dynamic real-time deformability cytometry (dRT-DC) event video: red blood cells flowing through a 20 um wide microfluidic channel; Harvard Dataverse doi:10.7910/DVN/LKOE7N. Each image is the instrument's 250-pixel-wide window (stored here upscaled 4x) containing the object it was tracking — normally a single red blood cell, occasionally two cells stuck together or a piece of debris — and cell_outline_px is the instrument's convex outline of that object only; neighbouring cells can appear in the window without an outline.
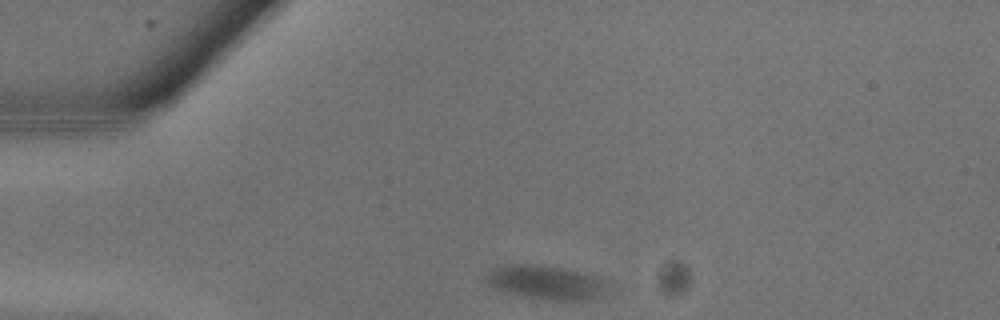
{"species": "common noctule bat (a hibernating species)", "species_latin": "Nyctalus noctula", "temperature_condition": "warm", "stored_images_in_passage": 8, "camera_frame_rate_fps": 3000, "um_per_image_px": 0.085, "animal": {"sex": "male", "body_mass_g": 13.3}, "frame": {"image": 1, "passage_image": 1, "time_ms": 0.0, "image_size_px": [1000, 320], "cell_outline_px": [[612, 288], [608, 292], [600, 296], [588, 300], [556, 300], [524, 296], [492, 288], [484, 280], [484, 276], [496, 264], [536, 264], [568, 268], [584, 272], [608, 280], [612, 284]], "centroid_in_image_um": [46.47, 23.97], "position_along_channel_um": 38.5, "area_um2": 24.97}}
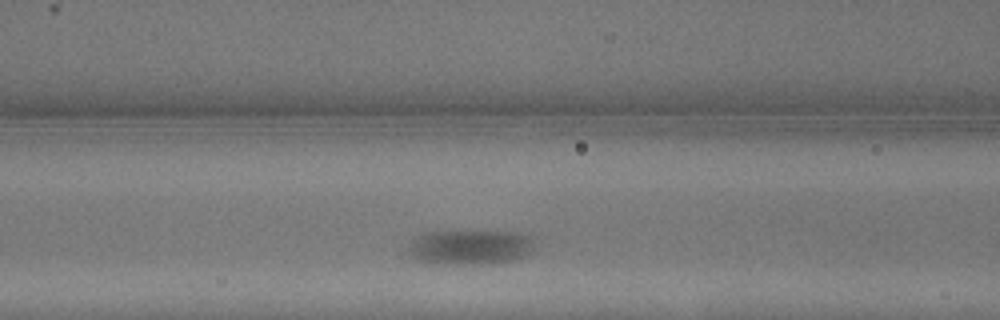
{"frame": {"image": 2, "passage_image": 6, "time_ms": 1.667, "image_size_px": [1000, 320], "cell_outline_px": [[540, 240], [528, 252], [512, 260], [488, 264], [448, 264], [420, 260], [412, 256], [408, 252], [408, 248], [412, 240], [428, 232], [516, 232], [536, 236]], "centroid_in_image_um": [40.05, 21.0], "position_along_channel_um": 126.5, "area_um2": 25.37}}
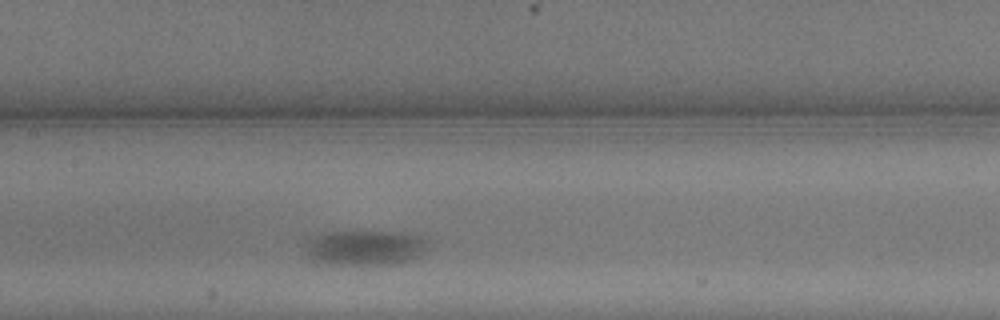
{"frame": {"image": 3, "passage_image": 8, "time_ms": 2.333, "image_size_px": [1000, 320], "cell_outline_px": [[432, 244], [424, 252], [400, 264], [316, 264], [304, 252], [304, 244], [308, 240], [320, 232], [392, 232], [428, 236], [432, 240]], "centroid_in_image_um": [31.04, 21.05], "position_along_channel_um": 176.4, "area_um2": 25.78}}